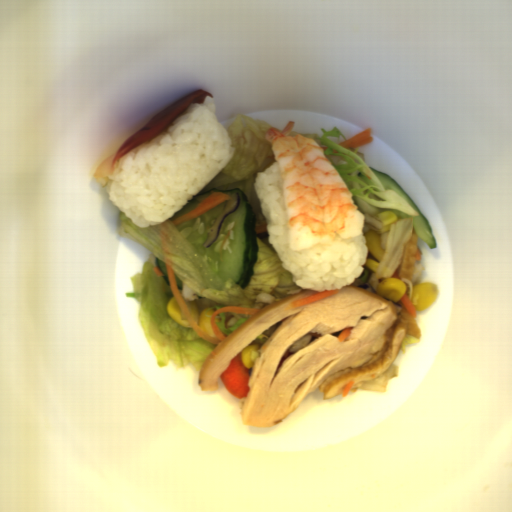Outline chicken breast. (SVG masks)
Listing matches in <instances>:
<instances>
[{
  "instance_id": "1",
  "label": "chicken breast",
  "mask_w": 512,
  "mask_h": 512,
  "mask_svg": "<svg viewBox=\"0 0 512 512\" xmlns=\"http://www.w3.org/2000/svg\"><path fill=\"white\" fill-rule=\"evenodd\" d=\"M337 289L301 307L289 308L293 301L321 291L312 289L258 308L206 357L198 371L201 392L218 390L219 377L236 355L279 321L249 368L240 419L253 428L282 422L317 388L328 400L343 394L349 382L353 390L375 380L392 365L404 338L420 339L415 318L398 312L390 300L356 285ZM352 326L351 335L338 342L339 333ZM304 334H311L309 345L289 353Z\"/></svg>"
},
{
  "instance_id": "2",
  "label": "chicken breast",
  "mask_w": 512,
  "mask_h": 512,
  "mask_svg": "<svg viewBox=\"0 0 512 512\" xmlns=\"http://www.w3.org/2000/svg\"><path fill=\"white\" fill-rule=\"evenodd\" d=\"M419 237L414 234L405 243L398 272L400 279L412 281L414 265L417 257Z\"/></svg>"
}]
</instances>
